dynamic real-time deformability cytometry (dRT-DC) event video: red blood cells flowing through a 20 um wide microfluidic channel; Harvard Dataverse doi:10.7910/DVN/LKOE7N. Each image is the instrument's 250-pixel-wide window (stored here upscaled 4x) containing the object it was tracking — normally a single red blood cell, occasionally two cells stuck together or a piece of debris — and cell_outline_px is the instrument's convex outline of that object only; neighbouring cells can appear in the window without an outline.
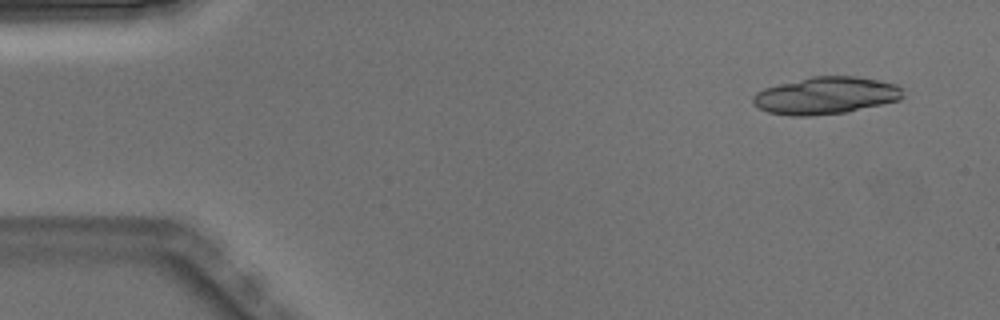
{"species": "Egyptian fruit bat (a non-hibernating species)", "species_latin": "Rousettus aegyptiacus", "temperature_condition": "warm", "stored_images_in_passage": 3, "camera_frame_rate_fps": 3000, "um_per_image_px": 0.085, "animal": {"sex": "male"}, "frame": {"image": 1, "passage_image": 1, "time_ms": 0.0, "image_size_px": [1000, 320], "cell_outline_px": [[904, 96], [900, 100], [848, 112], [808, 116], [788, 116], [768, 112], [752, 104], [752, 96], [756, 92], [764, 88], [812, 76], [856, 76], [880, 80], [896, 84], [900, 88]], "centroid_in_image_um": [70.19, 8.13], "position_along_channel_um": 14.8, "area_um2": 32.66}}